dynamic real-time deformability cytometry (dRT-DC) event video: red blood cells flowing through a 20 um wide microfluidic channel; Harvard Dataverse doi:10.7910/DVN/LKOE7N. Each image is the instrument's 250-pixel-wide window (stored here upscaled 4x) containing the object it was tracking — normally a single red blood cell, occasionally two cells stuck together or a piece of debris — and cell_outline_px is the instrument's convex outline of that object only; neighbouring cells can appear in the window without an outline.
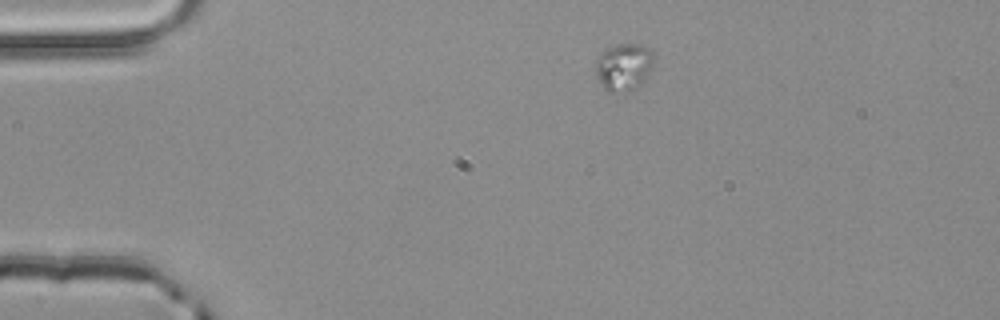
{"species": "common noctule bat (a hibernating species)", "species_latin": "Nyctalus noctula", "temperature_condition": "room temperature", "stored_images_in_passage": 4, "segment_of_instrument_passage": [2, 2], "camera_frame_rate_fps": 3000, "um_per_image_px": 0.085, "animal": {"sex": "male", "body_mass_g": 20.4}, "frame": {"image": 1, "passage_image": 4, "time_ms": 1.0, "image_size_px": [1000, 320], "cell_outline_px": [[656, 60], [648, 76], [636, 88], [612, 92], [608, 92], [604, 88], [596, 76], [596, 60], [600, 52], [608, 48], [620, 44], [640, 44], [648, 48], [656, 56]], "centroid_in_image_um": [53.05, 5.66], "position_along_channel_um": 31.9, "area_um2": 16.13}}